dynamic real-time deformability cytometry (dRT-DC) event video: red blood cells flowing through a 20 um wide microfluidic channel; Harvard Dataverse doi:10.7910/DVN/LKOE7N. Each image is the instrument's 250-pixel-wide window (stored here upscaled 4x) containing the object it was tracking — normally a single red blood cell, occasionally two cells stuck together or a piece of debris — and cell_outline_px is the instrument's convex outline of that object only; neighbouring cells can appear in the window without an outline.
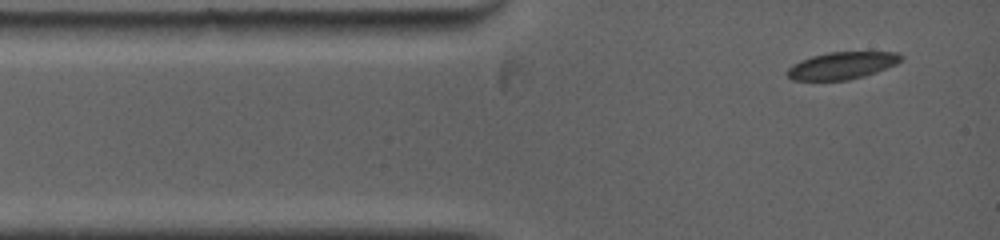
{"species": "common noctule bat (a hibernating species)", "species_latin": "Nyctalus noctula", "temperature_condition": "warm", "stored_images_in_passage": 33, "camera_frame_rate_fps": 5000, "um_per_image_px": 0.085, "animal": {"sex": "female", "body_mass_g": 19.0, "forearm_length_mm": 53.3}, "frame": {"image": 1, "passage_image": 1, "time_ms": 0.0, "image_size_px": [1000, 240], "cell_outline_px": [[904, 56], [896, 64], [876, 72], [864, 76], [848, 80], [792, 80], [784, 72], [792, 64], [800, 60], [812, 56], [828, 52], [900, 52]], "centroid_in_image_um": [71.55, 5.57], "position_along_channel_um": 13.5, "area_um2": 18.09}}
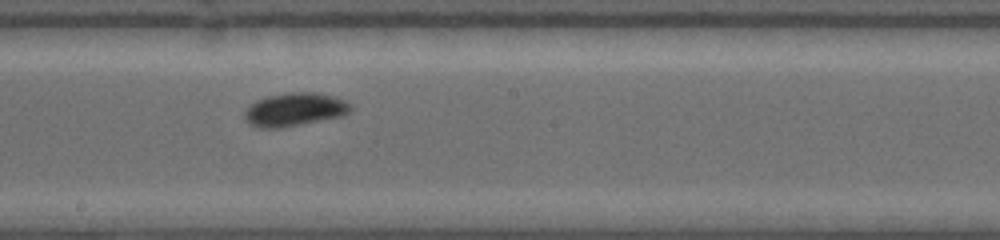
{"frame": {"image": 2, "passage_image": 15, "time_ms": 6.2, "image_size_px": [1000, 240], "cell_outline_px": [[352, 108], [344, 116], [280, 128], [256, 128], [248, 124], [244, 120], [244, 112], [256, 100], [268, 96], [288, 92], [312, 92], [332, 96], [344, 100], [352, 104]], "centroid_in_image_um": [25.03, 9.32], "position_along_channel_um": 223.2, "area_um2": 20.69}}
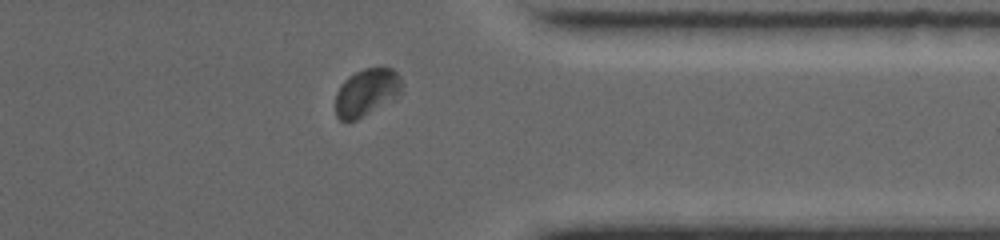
{"frame": {"image": 3, "passage_image": 28, "time_ms": 10.4, "image_size_px": [1000, 240], "cell_outline_px": [[404, 84], [400, 96], [356, 120], [340, 120], [336, 116], [336, 92], [344, 80], [348, 76], [364, 68], [392, 68], [400, 76]], "centroid_in_image_um": [31.19, 7.84], "position_along_channel_um": 380.2, "area_um2": 18.44}, "authors_computed_cell_mechanics": {"area_um2": 19.2474, "velocity_mm_per_s": 3.8808, "shape_relaxation_time_tau1_ms": 2.6957, "shape_relaxation_time_tau2_ms": null, "deformation_change_tau1": 0.0801, "deformation_change_tau2": null}}